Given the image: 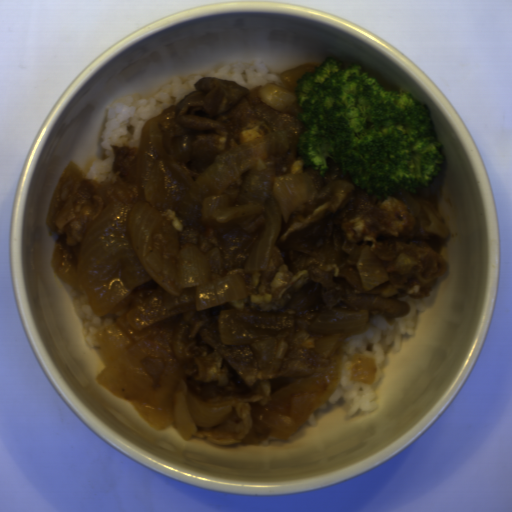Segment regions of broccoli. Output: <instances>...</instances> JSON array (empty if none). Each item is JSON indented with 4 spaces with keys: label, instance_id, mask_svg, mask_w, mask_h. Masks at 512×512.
I'll use <instances>...</instances> for the list:
<instances>
[{
    "label": "broccoli",
    "instance_id": "broccoli-1",
    "mask_svg": "<svg viewBox=\"0 0 512 512\" xmlns=\"http://www.w3.org/2000/svg\"><path fill=\"white\" fill-rule=\"evenodd\" d=\"M305 126L298 139L303 167L327 174V158L355 186L379 200L416 195L439 176L443 142L434 135L427 105L408 94L384 90L362 65L327 58L296 82Z\"/></svg>",
    "mask_w": 512,
    "mask_h": 512
}]
</instances>
